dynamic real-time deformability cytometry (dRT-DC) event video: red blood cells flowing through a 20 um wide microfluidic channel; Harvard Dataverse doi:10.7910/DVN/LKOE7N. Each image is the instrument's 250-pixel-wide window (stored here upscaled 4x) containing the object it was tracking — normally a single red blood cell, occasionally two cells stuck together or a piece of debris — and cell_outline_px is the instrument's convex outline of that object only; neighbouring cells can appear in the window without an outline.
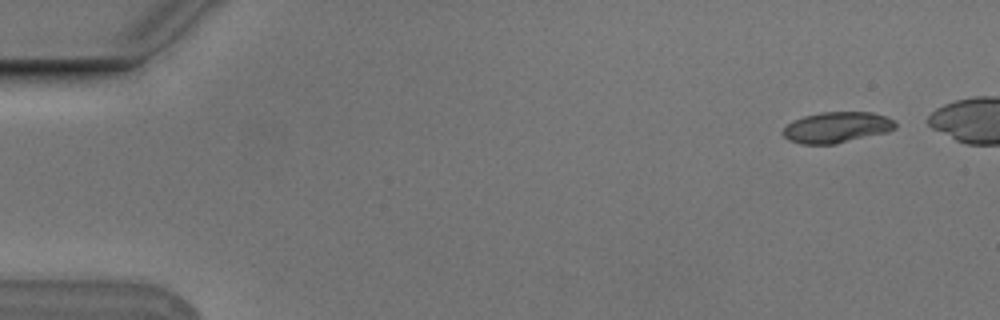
{"species": "Egyptian fruit bat (a non-hibernating species)", "species_latin": "Rousettus aegyptiacus", "temperature_condition": "cold", "stored_images_in_passage": 10, "camera_frame_rate_fps": 3000, "um_per_image_px": 0.085, "animal": {"sex": "male"}, "frame": {"image": 1, "passage_image": 1, "time_ms": 0.0, "image_size_px": [1000, 320], "cell_outline_px": [[896, 128], [888, 132], [836, 144], [804, 144], [788, 140], [780, 132], [792, 120], [804, 116], [820, 112], [872, 112], [884, 116], [892, 120], [896, 124]], "centroid_in_image_um": [71.1, 10.83], "position_along_channel_um": 13.9, "area_um2": 20.29}}
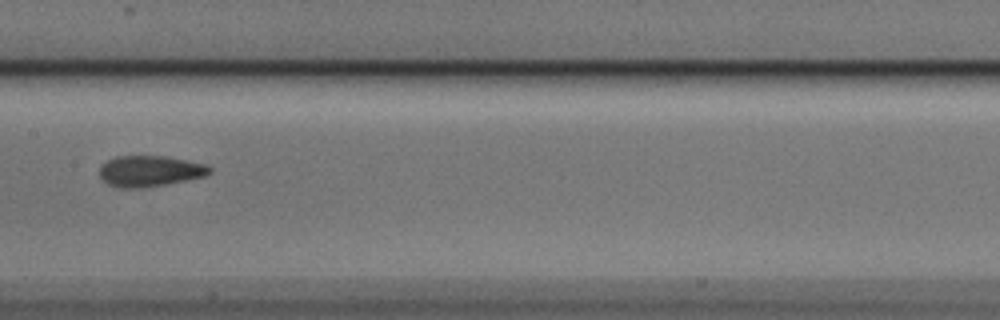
{"frame": {"image": 2, "passage_image": 7, "time_ms": 2.0, "image_size_px": [1000, 320], "cell_outline_px": [[212, 172], [204, 176], [144, 188], [120, 188], [108, 184], [100, 176], [100, 168], [108, 160], [116, 156], [168, 156], [208, 164], [212, 168]], "centroid_in_image_um": [12.77, 14.53], "position_along_channel_um": 194.6, "area_um2": 19.83}}
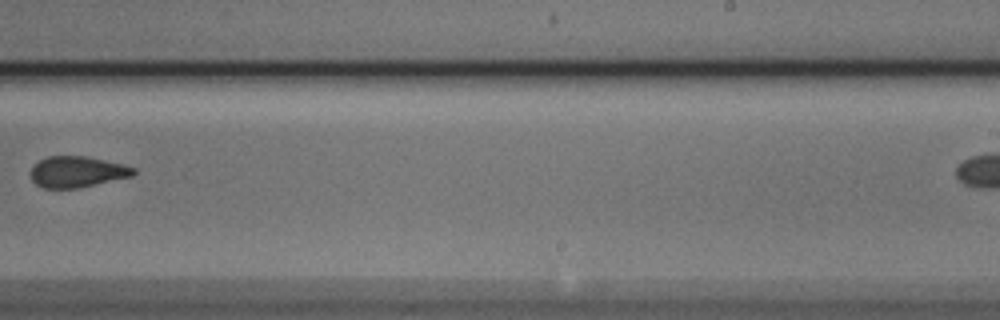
{"frame": {"image": 3, "passage_image": 9, "time_ms": 2.667, "image_size_px": [1000, 320], "cell_outline_px": [[136, 172], [132, 176], [80, 188], [44, 188], [36, 184], [32, 180], [32, 168], [40, 160], [48, 156], [84, 156], [120, 164], [136, 168]], "centroid_in_image_um": [6.56, 14.62], "position_along_channel_um": 282.4, "area_um2": 18.32}}